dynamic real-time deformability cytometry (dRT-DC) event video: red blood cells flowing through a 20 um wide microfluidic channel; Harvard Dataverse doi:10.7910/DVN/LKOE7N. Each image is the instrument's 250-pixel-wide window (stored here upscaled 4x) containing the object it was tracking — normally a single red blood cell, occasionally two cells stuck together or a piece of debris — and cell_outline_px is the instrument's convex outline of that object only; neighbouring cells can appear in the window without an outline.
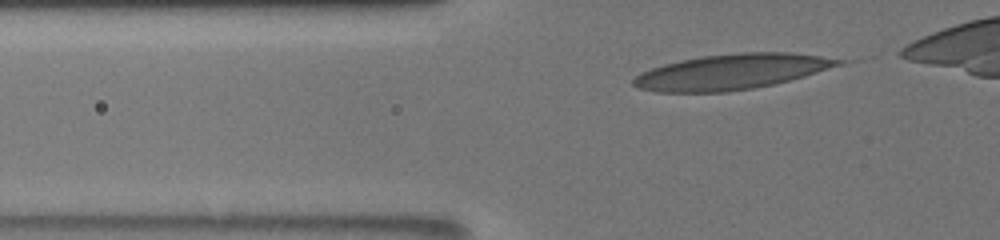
{"species": "human", "species_latin": "Homo sapiens", "temperature_condition": "room temperature", "stored_images_in_passage": 35, "camera_frame_rate_fps": 3000, "um_per_image_px": 0.085, "donor": {"sex": "male"}, "frame": {"image": 1, "passage_image": 3, "time_ms": 0.667, "image_size_px": [1000, 240], "cell_outline_px": [[844, 64], [804, 76], [776, 84], [728, 92], [656, 92], [636, 88], [632, 84], [632, 80], [640, 72], [664, 64], [704, 56], [744, 52], [788, 52], [820, 56], [844, 60]], "centroid_in_image_um": [62.17, 6.11], "position_along_channel_um": 63.6, "area_um2": 42.08}}
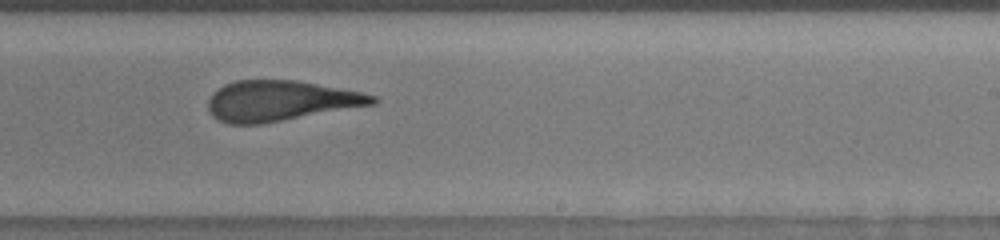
{"frame": {"image": 2, "passage_image": 20, "time_ms": 6.333, "image_size_px": [1000, 240], "cell_outline_px": [[380, 100], [376, 104], [260, 124], [228, 124], [216, 120], [212, 116], [208, 108], [208, 100], [212, 92], [224, 84], [236, 80], [292, 80], [316, 84], [360, 92], [376, 96]], "centroid_in_image_um": [23.79, 8.58], "position_along_channel_um": 265.2, "area_um2": 38.61}}
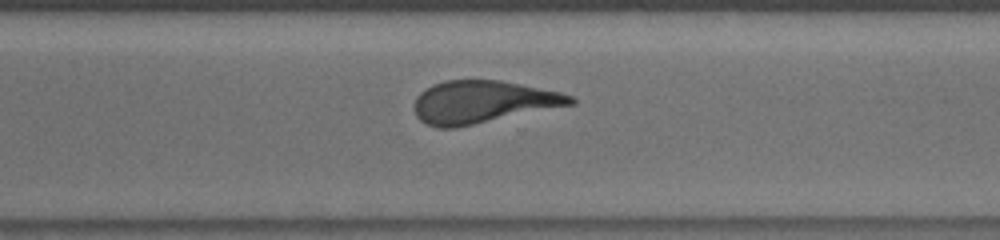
{"frame": {"image": 3, "passage_image": 25, "time_ms": 8.0, "image_size_px": [1000, 240], "cell_outline_px": [[576, 104], [456, 128], [436, 128], [424, 124], [416, 116], [416, 96], [420, 92], [432, 84], [444, 80], [500, 80], [560, 92], [572, 96], [576, 100]], "centroid_in_image_um": [41.03, 8.68], "position_along_channel_um": 329.6, "area_um2": 38.84}}